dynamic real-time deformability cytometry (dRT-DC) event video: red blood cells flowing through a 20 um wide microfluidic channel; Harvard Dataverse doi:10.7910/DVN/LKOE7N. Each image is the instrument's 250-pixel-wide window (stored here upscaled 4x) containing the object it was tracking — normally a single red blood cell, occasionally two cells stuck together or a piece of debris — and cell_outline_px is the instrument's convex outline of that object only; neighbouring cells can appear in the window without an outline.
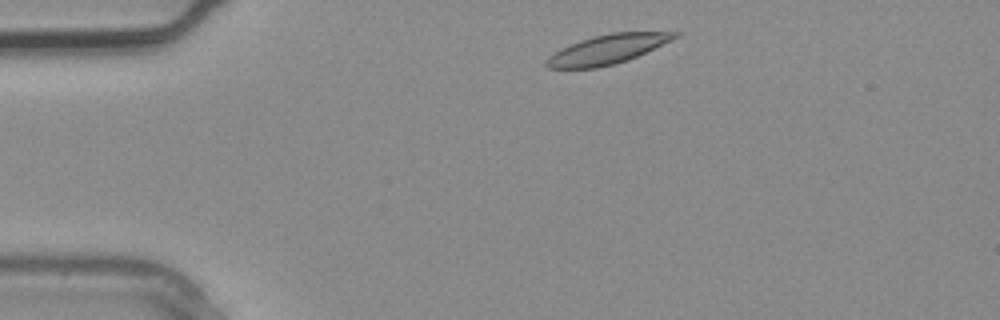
{"species": "common noctule bat (a hibernating species)", "species_latin": "Nyctalus noctula", "temperature_condition": "warm", "stored_images_in_passage": 3, "camera_frame_rate_fps": 3000, "um_per_image_px": 0.085, "animal": {"sex": "male", "body_mass_g": 20.4}, "frame": {"image": 1, "passage_image": 3, "time_ms": 0.667, "image_size_px": [1000, 320], "cell_outline_px": [[680, 36], [672, 40], [628, 60], [616, 64], [596, 68], [548, 68], [544, 64], [548, 56], [560, 48], [580, 40], [612, 32], [680, 32]], "centroid_in_image_um": [51.62, 4.2], "position_along_channel_um": 33.4, "area_um2": 21.85}}